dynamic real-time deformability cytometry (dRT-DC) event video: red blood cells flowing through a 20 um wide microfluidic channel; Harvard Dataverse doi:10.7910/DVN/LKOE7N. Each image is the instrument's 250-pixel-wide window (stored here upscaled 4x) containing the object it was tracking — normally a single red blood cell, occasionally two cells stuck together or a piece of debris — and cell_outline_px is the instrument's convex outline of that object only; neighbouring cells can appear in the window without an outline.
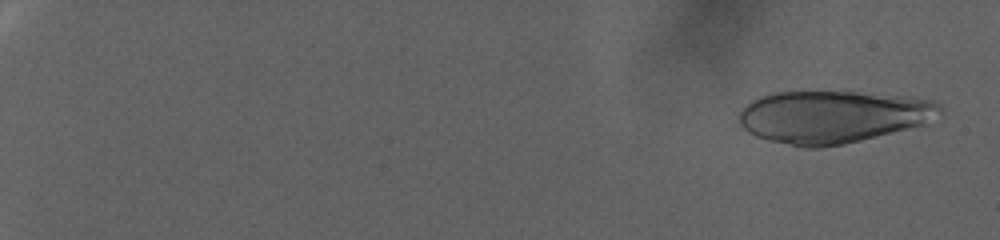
{"species": "human", "species_latin": "Homo sapiens", "temperature_condition": "warm", "stored_images_in_passage": 43, "camera_frame_rate_fps": 3000, "um_per_image_px": 0.085, "donor": {"sex": "female"}, "frame": {"image": 1, "passage_image": 4, "time_ms": 1.0, "image_size_px": [1000, 240], "cell_outline_px": [[944, 112], [924, 124], [844, 144], [820, 148], [804, 148], [768, 140], [756, 136], [748, 132], [740, 124], [740, 112], [752, 100], [760, 96], [772, 92], [856, 92], [908, 96], [932, 100], [940, 104], [944, 108]], "centroid_in_image_um": [70.81, 9.92], "position_along_channel_um": 14.2, "area_um2": 61.38}}
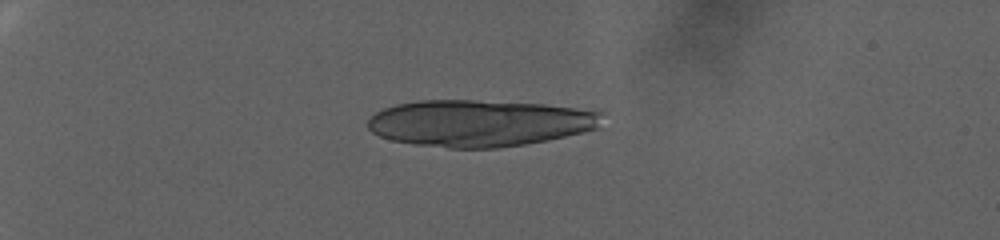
{"frame": {"image": 2, "passage_image": 28, "time_ms": 9.0, "image_size_px": [1000, 240], "cell_outline_px": [[604, 112], [600, 128], [584, 132], [548, 140], [524, 144], [496, 148], [448, 148], [416, 144], [392, 140], [380, 136], [372, 132], [368, 128], [368, 120], [376, 112], [384, 108], [396, 104], [416, 100], [472, 100], [544, 104]], "centroid_in_image_um": [40.78, 10.46], "position_along_channel_um": 44.2, "area_um2": 63.87}}